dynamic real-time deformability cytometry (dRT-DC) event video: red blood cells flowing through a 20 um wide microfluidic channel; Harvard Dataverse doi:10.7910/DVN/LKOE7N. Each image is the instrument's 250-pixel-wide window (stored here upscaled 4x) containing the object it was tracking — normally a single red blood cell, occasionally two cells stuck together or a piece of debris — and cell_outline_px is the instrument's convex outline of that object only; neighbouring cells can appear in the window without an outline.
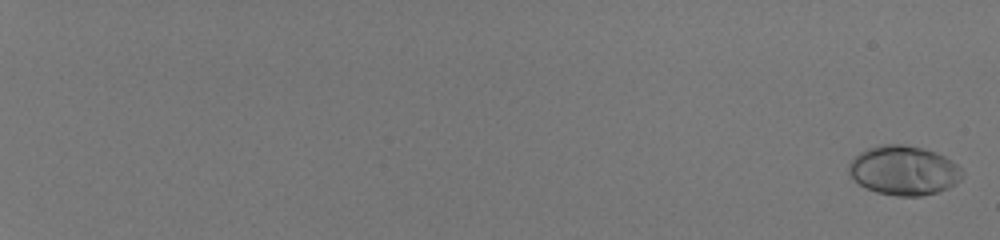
{"species": "human", "species_latin": "Homo sapiens", "temperature_condition": "room temperature", "stored_images_in_passage": 58, "camera_frame_rate_fps": 3000, "um_per_image_px": 0.085, "donor": {"sex": "male"}, "frame": {"image": 1, "passage_image": 2, "time_ms": 0.333, "image_size_px": [1000, 240], "cell_outline_px": [[964, 176], [956, 184], [948, 188], [936, 192], [920, 196], [896, 196], [876, 192], [864, 188], [848, 172], [848, 164], [860, 152], [868, 148], [884, 144], [904, 144], [936, 152], [952, 160], [964, 172]], "centroid_in_image_um": [76.84, 14.49], "position_along_channel_um": 8.2, "area_um2": 32.66}}
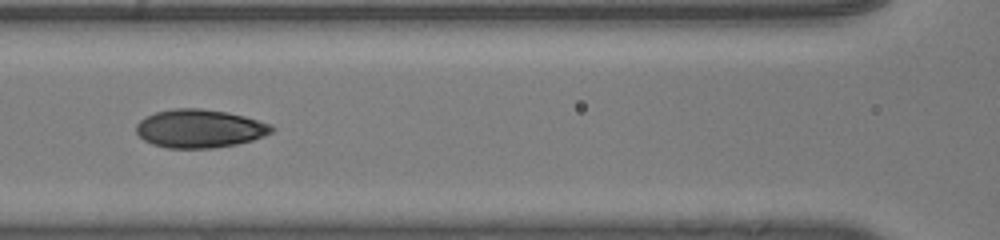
{"frame": {"image": 2, "passage_image": 34, "time_ms": 11.0, "image_size_px": [1000, 240], "cell_outline_px": [[276, 128], [272, 132], [264, 136], [252, 140], [236, 144], [212, 148], [168, 148], [152, 144], [144, 140], [136, 132], [136, 124], [140, 120], [156, 112], [172, 108], [200, 108], [228, 112], [244, 116], [272, 124]], "centroid_in_image_um": [16.99, 10.92], "position_along_channel_um": 149.6, "area_um2": 30.35}}
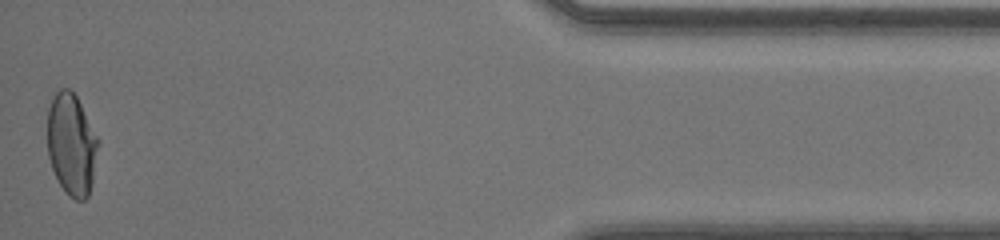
{"frame": {"image": 3, "passage_image": 58, "time_ms": 19.0, "image_size_px": [1000, 240], "cell_outline_px": [[100, 144], [92, 184], [88, 196], [84, 200], [76, 200], [68, 196], [60, 184], [52, 168], [48, 156], [48, 108], [52, 96], [60, 88], [68, 88], [76, 96], [100, 140]], "centroid_in_image_um": [6.1, 12.28], "position_along_channel_um": 429.1, "area_um2": 30.4}, "authors_computed_cell_mechanics": {"area_um2": 30.1427, "velocity_mm_per_s": 4.1329, "shape_relaxation_time_tau1_ms": 4.749, "shape_relaxation_time_tau2_ms": null, "deformation_change_tau1": 0.1975, "deformation_change_tau2": null}}